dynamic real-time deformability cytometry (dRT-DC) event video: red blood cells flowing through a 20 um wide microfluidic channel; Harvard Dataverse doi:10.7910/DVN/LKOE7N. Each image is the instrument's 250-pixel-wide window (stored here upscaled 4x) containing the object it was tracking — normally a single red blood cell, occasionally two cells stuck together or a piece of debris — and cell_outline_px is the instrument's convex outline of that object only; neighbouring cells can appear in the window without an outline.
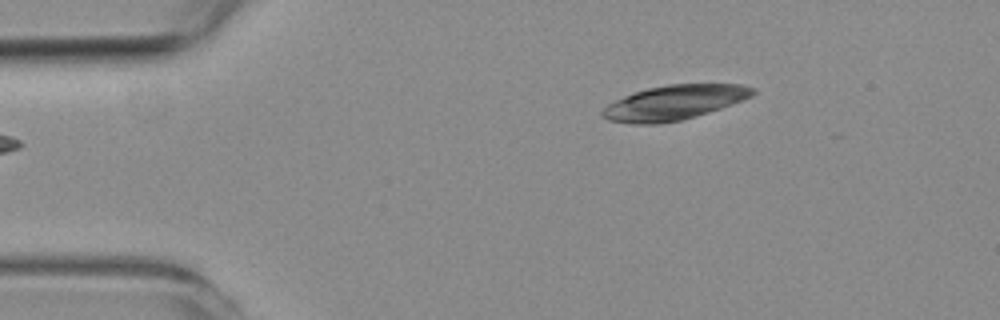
{"species": "common noctule bat (a hibernating species)", "species_latin": "Nyctalus noctula", "temperature_condition": "room temperature", "stored_images_in_passage": 9, "camera_frame_rate_fps": 3000, "um_per_image_px": 0.085, "animal": {"sex": "female", "body_mass_g": 19.3, "forearm_length_mm": 54.1}, "frame": {"image": 1, "passage_image": 1, "time_ms": 0.0, "image_size_px": [1000, 320], "cell_outline_px": [[756, 92], [752, 96], [732, 104], [708, 112], [680, 120], [660, 124], [636, 124], [608, 120], [600, 116], [600, 112], [608, 104], [624, 96], [648, 88], [668, 84], [740, 84], [756, 88]], "centroid_in_image_um": [57.3, 8.71], "position_along_channel_um": 27.7, "area_um2": 30.17}}